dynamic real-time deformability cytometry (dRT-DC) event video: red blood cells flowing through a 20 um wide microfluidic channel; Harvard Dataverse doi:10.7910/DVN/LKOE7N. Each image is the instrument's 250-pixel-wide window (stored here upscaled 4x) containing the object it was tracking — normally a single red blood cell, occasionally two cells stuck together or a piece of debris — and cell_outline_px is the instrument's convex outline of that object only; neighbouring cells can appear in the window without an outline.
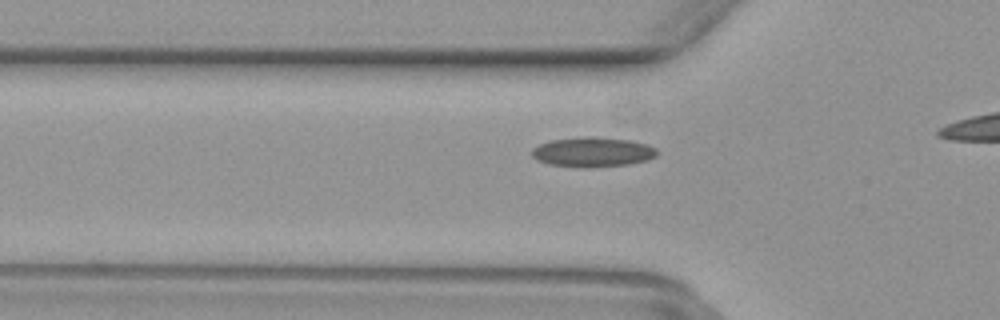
{"species": "common noctule bat (a hibernating species)", "species_latin": "Nyctalus noctula", "temperature_condition": "warm", "stored_images_in_passage": 34, "camera_frame_rate_fps": 3000, "um_per_image_px": 0.085, "animal": {"sex": "female", "body_mass_g": 29.2, "forearm_length_mm": 56.3}, "frame": {"image": 1, "passage_image": 10, "time_ms": 3.0, "image_size_px": [1000, 320], "cell_outline_px": [[656, 156], [648, 160], [628, 164], [588, 168], [584, 168], [548, 164], [536, 160], [532, 156], [532, 148], [540, 144], [552, 140], [588, 136], [592, 136], [632, 140], [648, 144], [656, 148]], "centroid_in_image_um": [50.38, 12.92], "position_along_channel_um": 75.4, "area_um2": 21.85}}
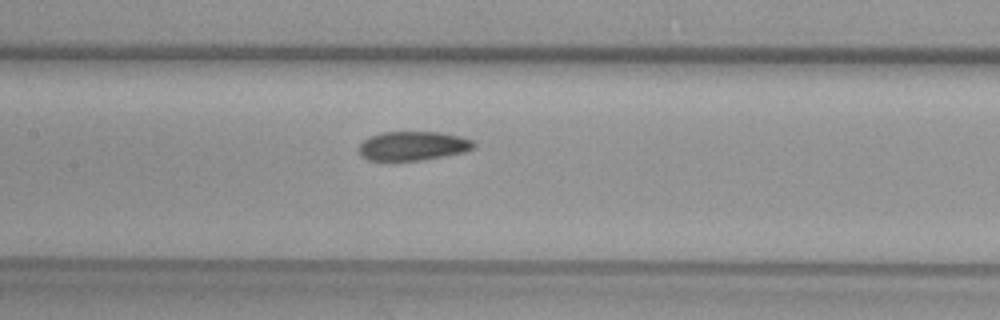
{"frame": {"image": 2, "passage_image": 17, "time_ms": 5.333, "image_size_px": [1000, 320], "cell_outline_px": [[476, 148], [464, 152], [444, 156], [420, 160], [392, 164], [368, 160], [360, 156], [360, 144], [368, 136], [380, 132], [440, 132], [460, 136], [472, 140], [476, 144]], "centroid_in_image_um": [35.05, 12.44], "position_along_channel_um": 172.3, "area_um2": 20.29}}
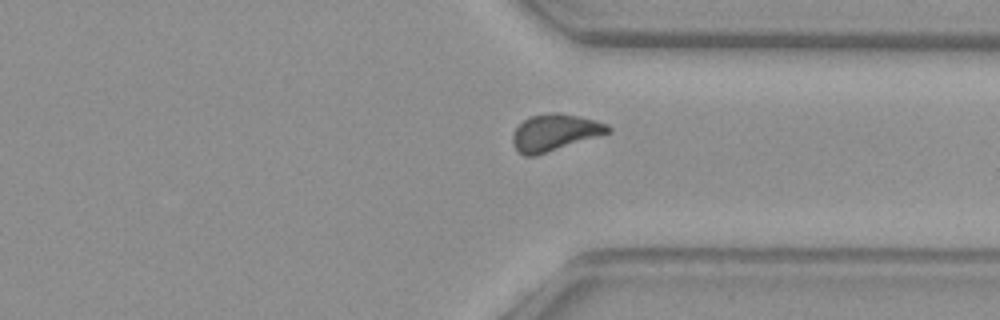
{"frame": {"image": 3, "passage_image": 31, "time_ms": 10.0, "image_size_px": [1000, 320], "cell_outline_px": [[612, 132], [600, 136], [536, 156], [524, 156], [516, 152], [512, 144], [512, 136], [516, 128], [528, 116], [552, 112], [560, 112], [580, 116], [608, 124], [612, 128]], "centroid_in_image_um": [47.15, 11.27], "position_along_channel_um": 364.2, "area_um2": 20.81}}